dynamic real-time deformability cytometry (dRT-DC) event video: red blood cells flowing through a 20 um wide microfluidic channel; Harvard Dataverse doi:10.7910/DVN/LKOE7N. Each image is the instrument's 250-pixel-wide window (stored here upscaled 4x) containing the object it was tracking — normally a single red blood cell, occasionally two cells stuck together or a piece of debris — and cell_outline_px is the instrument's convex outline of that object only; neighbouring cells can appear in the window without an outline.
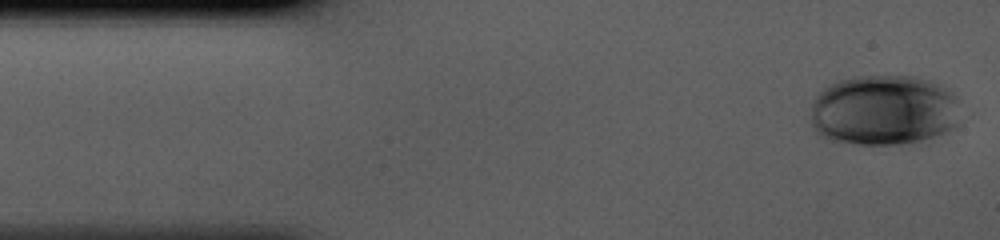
{"species": "human", "species_latin": "Homo sapiens", "temperature_condition": "cold", "stored_images_in_passage": 42, "camera_frame_rate_fps": 3000, "um_per_image_px": 0.085, "donor": {"sex": "male"}, "frame": {"image": 1, "passage_image": 1, "time_ms": 0.0, "image_size_px": [1000, 240], "cell_outline_px": [[956, 124], [952, 128], [944, 132], [920, 140], [900, 144], [856, 144], [824, 140], [812, 128], [808, 120], [812, 104], [816, 92], [836, 80], [852, 76], [916, 76], [940, 84], [952, 92], [956, 96]], "centroid_in_image_um": [75.0, 9.36], "position_along_channel_um": 10.0, "area_um2": 62.19}}
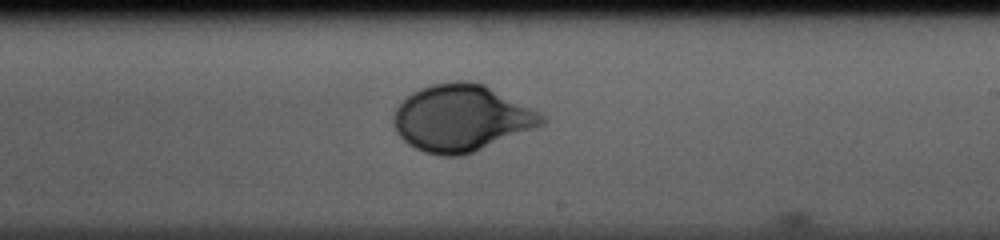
{"frame": {"image": 2, "passage_image": 24, "time_ms": 7.667, "image_size_px": [1000, 240], "cell_outline_px": [[548, 120], [544, 124], [536, 128], [472, 152], [460, 156], [440, 156], [424, 152], [408, 144], [396, 132], [392, 120], [392, 116], [396, 108], [412, 92], [420, 88], [432, 84], [456, 80], [468, 80], [484, 84], [540, 112]], "centroid_in_image_um": [39.21, 10.03], "position_along_channel_um": 249.8, "area_um2": 57.51}}
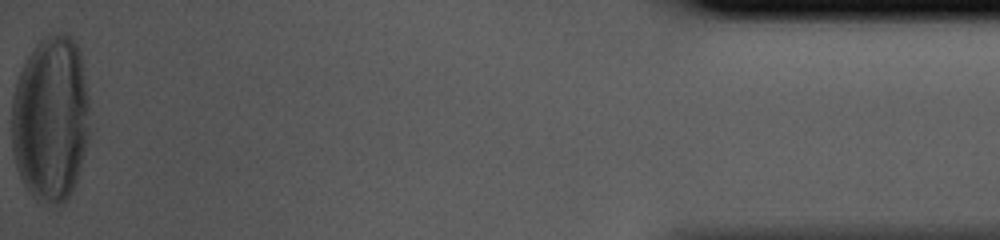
{"frame": {"image": 3, "passage_image": 42, "time_ms": 13.667, "image_size_px": [1000, 240], "cell_outline_px": [[88, 144], [72, 192], [64, 204], [40, 204], [28, 192], [16, 168], [12, 152], [12, 96], [16, 80], [32, 48], [44, 36], [56, 32], [68, 32], [76, 40], [80, 52], [84, 68], [88, 96]], "centroid_in_image_um": [4.31, 10.09], "position_along_channel_um": 430.9, "area_um2": 76.82}}